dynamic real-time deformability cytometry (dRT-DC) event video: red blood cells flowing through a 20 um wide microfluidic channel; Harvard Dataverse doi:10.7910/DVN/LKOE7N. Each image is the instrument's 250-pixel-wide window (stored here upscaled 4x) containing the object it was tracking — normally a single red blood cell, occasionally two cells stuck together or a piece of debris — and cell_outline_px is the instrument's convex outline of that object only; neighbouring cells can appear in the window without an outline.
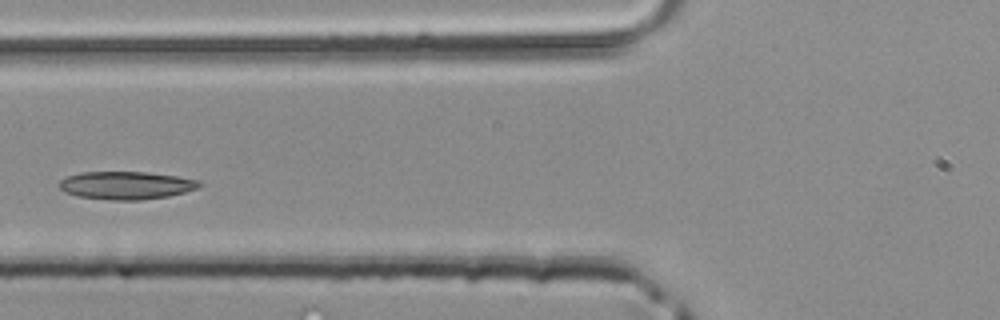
{"species": "common noctule bat (a hibernating species)", "species_latin": "Nyctalus noctula", "temperature_condition": "room temperature", "stored_images_in_passage": 3, "camera_frame_rate_fps": 3000, "um_per_image_px": 0.085, "animal": {"sex": "male", "body_mass_g": 20.4}, "frame": {"image": 1, "passage_image": 3, "time_ms": 0.667, "image_size_px": [1000, 320], "cell_outline_px": [[204, 184], [196, 188], [184, 192], [168, 196], [140, 200], [112, 200], [76, 196], [64, 192], [60, 188], [60, 180], [68, 176], [80, 172], [144, 172], [176, 176], [200, 180]], "centroid_in_image_um": [10.72, 15.75], "position_along_channel_um": 115.1, "area_um2": 22.72}}